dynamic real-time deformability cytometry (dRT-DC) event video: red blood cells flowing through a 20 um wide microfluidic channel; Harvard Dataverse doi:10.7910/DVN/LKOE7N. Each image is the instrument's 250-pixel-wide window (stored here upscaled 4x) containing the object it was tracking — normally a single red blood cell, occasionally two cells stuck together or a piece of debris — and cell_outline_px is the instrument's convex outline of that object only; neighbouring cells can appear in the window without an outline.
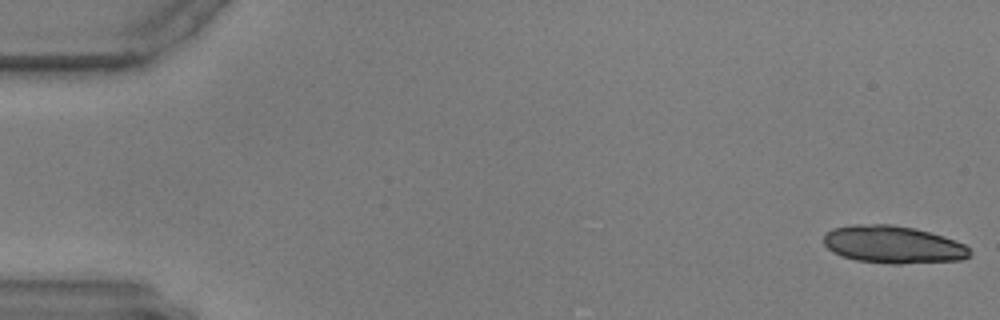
{"species": "common noctule bat (a hibernating species)", "species_latin": "Nyctalus noctula", "temperature_condition": "warm", "stored_images_in_passage": 53, "camera_frame_rate_fps": 3000, "um_per_image_px": 0.085, "animal": {"sex": "male", "body_mass_g": 17.9, "forearm_length_mm": 54.2}, "frame": {"image": 1, "passage_image": 1, "time_ms": 0.0, "image_size_px": [1000, 320], "cell_outline_px": [[972, 252], [968, 256], [960, 260], [900, 264], [892, 264], [856, 260], [832, 252], [824, 244], [824, 232], [832, 228], [852, 224], [892, 224], [916, 228], [944, 236], [964, 244]], "centroid_in_image_um": [75.89, 20.77], "position_along_channel_um": 9.1, "area_um2": 32.14}}
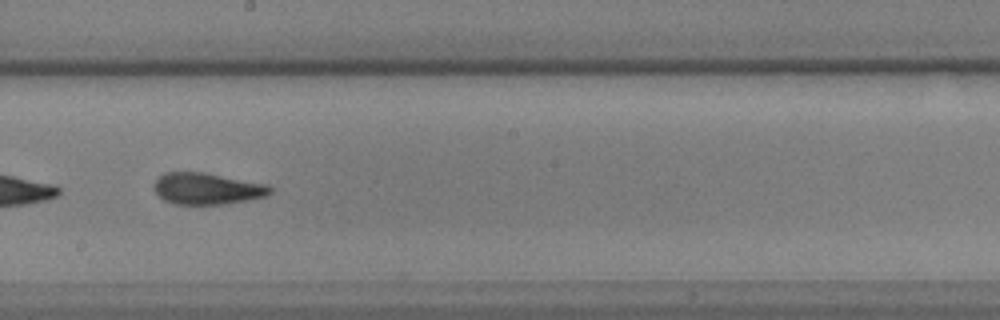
{"frame": {"image": 2, "passage_image": 33, "time_ms": 10.667, "image_size_px": [1000, 320], "cell_outline_px": [[272, 192], [268, 196], [248, 200], [224, 204], [176, 204], [164, 200], [152, 188], [152, 184], [164, 172], [204, 172], [268, 184], [272, 188]], "centroid_in_image_um": [17.62, 16.03], "position_along_channel_um": 230.6, "area_um2": 21.5}}